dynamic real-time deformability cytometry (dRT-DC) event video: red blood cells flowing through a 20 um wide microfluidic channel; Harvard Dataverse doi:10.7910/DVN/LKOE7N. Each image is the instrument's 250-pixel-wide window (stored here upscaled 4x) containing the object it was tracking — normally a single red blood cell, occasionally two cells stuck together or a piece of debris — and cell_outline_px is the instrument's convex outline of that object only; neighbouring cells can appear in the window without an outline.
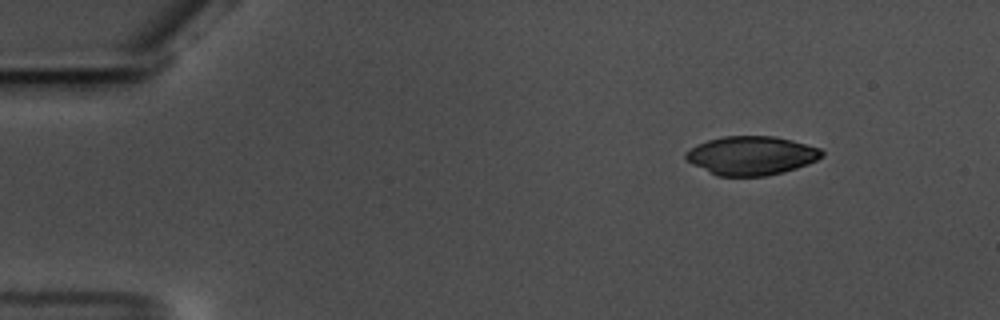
{"species": "common noctule bat (a hibernating species)", "species_latin": "Nyctalus noctula", "temperature_condition": "warm", "stored_images_in_passage": 51, "camera_frame_rate_fps": 3000, "um_per_image_px": 0.085, "animal": {"sex": "male", "body_mass_g": 17.5, "forearm_length_mm": 52.3}, "frame": {"image": 1, "passage_image": 1, "time_ms": 0.0, "image_size_px": [1000, 320], "cell_outline_px": [[824, 156], [808, 164], [784, 172], [764, 176], [716, 176], [692, 164], [684, 156], [684, 152], [696, 144], [708, 140], [724, 136], [776, 136], [792, 140], [820, 148], [824, 152]], "centroid_in_image_um": [63.86, 13.22], "position_along_channel_um": 21.1, "area_um2": 30.92}}
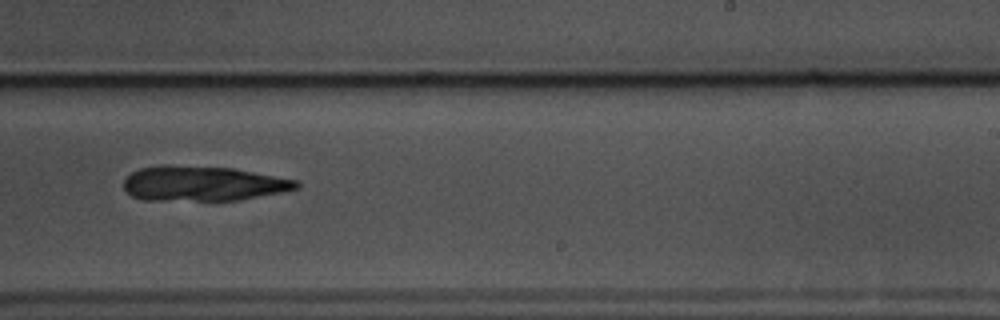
{"frame": {"image": 2, "passage_image": 30, "time_ms": 9.667, "image_size_px": [1000, 320], "cell_outline_px": [[300, 188], [240, 200], [144, 200], [132, 196], [124, 188], [124, 180], [132, 172], [140, 168], [164, 164], [168, 164], [232, 168], [296, 180], [300, 184]], "centroid_in_image_um": [17.22, 15.59], "position_along_channel_um": 271.8, "area_um2": 35.08}}